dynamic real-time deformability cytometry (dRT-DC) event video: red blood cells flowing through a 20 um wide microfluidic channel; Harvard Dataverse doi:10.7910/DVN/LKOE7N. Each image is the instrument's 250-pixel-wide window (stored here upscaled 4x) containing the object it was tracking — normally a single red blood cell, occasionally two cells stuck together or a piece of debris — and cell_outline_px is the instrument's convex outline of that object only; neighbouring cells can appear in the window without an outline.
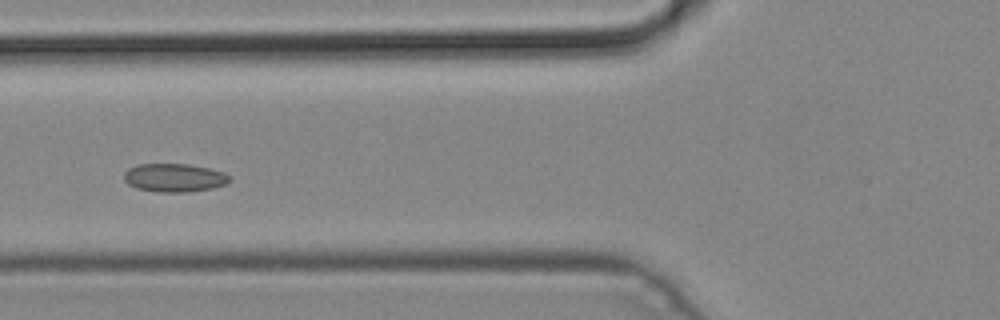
{"species": "common noctule bat (a hibernating species)", "species_latin": "Nyctalus noctula", "temperature_condition": "cold", "stored_images_in_passage": 4, "camera_frame_rate_fps": 3000, "um_per_image_px": 0.085, "animal": {"sex": "male", "body_mass_g": 19.2, "forearm_length_mm": 51.8}, "frame": {"image": 1, "passage_image": 4, "time_ms": 1.0, "image_size_px": [1000, 320], "cell_outline_px": [[232, 180], [224, 184], [212, 188], [188, 192], [160, 192], [136, 188], [128, 184], [124, 180], [124, 172], [128, 168], [136, 164], [188, 164], [208, 168], [224, 172], [232, 176]], "centroid_in_image_um": [14.82, 15.1], "position_along_channel_um": 111.0, "area_um2": 17.57}}